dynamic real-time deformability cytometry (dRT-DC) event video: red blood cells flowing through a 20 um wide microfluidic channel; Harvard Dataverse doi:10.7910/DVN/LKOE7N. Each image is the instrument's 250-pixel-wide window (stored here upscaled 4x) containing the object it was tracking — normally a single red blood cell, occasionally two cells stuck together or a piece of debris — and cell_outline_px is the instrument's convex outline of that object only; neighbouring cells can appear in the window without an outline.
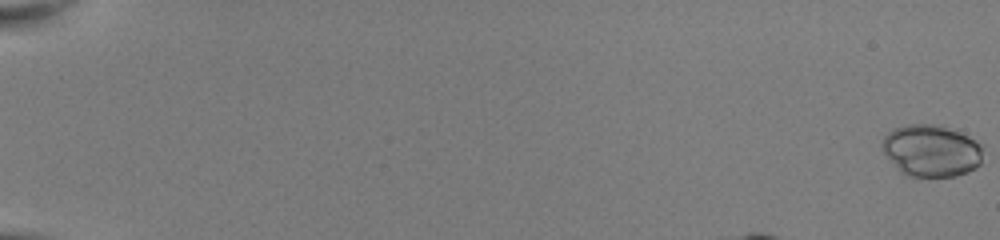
{"species": "common noctule bat (a hibernating species)", "species_latin": "Nyctalus noctula", "temperature_condition": "room temperature", "stored_images_in_passage": 48, "camera_frame_rate_fps": 3000, "um_per_image_px": 0.085, "animal": {"sex": "female", "body_mass_g": 22.0, "forearm_length_mm": 56.7}, "frame": {"image": 1, "passage_image": 1, "time_ms": 0.0, "image_size_px": [1000, 240], "cell_outline_px": [[980, 164], [976, 168], [956, 176], [908, 176], [900, 172], [884, 152], [880, 144], [884, 136], [888, 132], [896, 128], [908, 124], [932, 124], [968, 136], [980, 144]], "centroid_in_image_um": [79.11, 12.82], "position_along_channel_um": 5.9, "area_um2": 29.94}}